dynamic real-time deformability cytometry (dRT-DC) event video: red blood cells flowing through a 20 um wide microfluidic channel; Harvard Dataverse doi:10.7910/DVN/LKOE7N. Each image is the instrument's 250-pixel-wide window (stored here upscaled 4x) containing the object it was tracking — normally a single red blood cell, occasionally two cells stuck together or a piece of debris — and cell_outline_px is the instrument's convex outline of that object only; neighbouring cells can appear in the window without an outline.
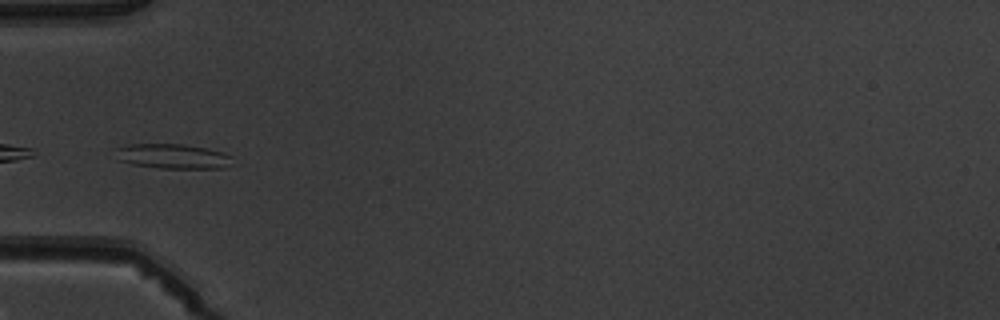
{"species": "common noctule bat (a hibernating species)", "species_latin": "Nyctalus noctula", "temperature_condition": "warm", "stored_images_in_passage": 6, "camera_frame_rate_fps": 3000, "um_per_image_px": 0.085, "animal": {"sex": "male", "body_mass_g": 19.5, "forearm_length_mm": 54.6}, "frame": {"image": 1, "passage_image": 5, "time_ms": 5.333, "image_size_px": [1000, 320], "cell_outline_px": [[232, 156], [224, 168], [160, 168], [132, 164], [116, 160], [112, 148], [128, 144], [184, 144], [208, 148], [224, 152]], "centroid_in_image_um": [14.57, 13.27], "position_along_channel_um": 70.4, "area_um2": 17.11}}
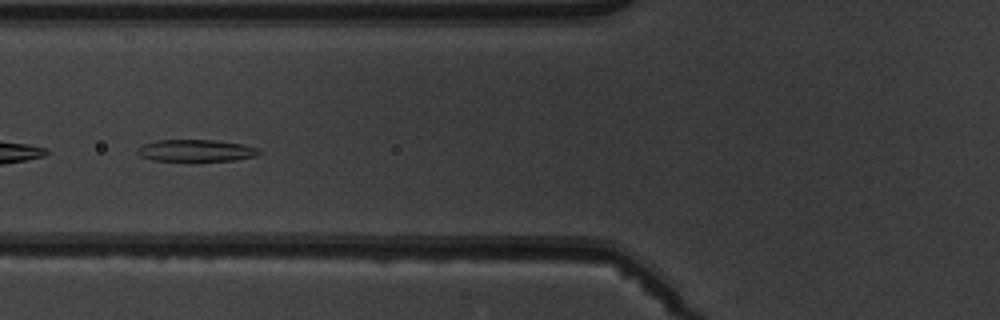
{"frame": {"image": 2, "passage_image": 6, "time_ms": 6.333, "image_size_px": [1000, 320], "cell_outline_px": [[260, 152], [256, 156], [236, 160], [152, 160], [140, 156], [136, 152], [136, 148], [144, 144], [156, 140], [212, 140], [240, 144], [256, 148]], "centroid_in_image_um": [16.59, 12.79], "position_along_channel_um": 109.2, "area_um2": 15.2}}